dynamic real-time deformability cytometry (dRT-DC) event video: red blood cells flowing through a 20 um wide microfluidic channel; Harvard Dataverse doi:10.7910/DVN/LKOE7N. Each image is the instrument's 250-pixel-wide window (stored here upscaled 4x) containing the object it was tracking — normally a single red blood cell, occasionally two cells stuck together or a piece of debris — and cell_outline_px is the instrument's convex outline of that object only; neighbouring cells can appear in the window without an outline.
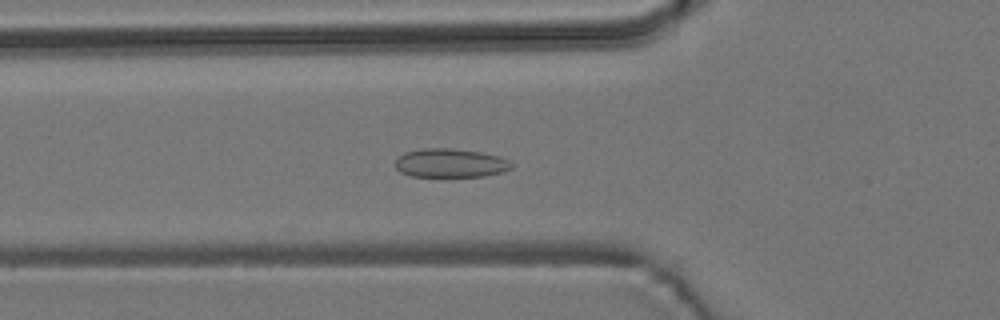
{"species": "common noctule bat (a hibernating species)", "species_latin": "Nyctalus noctula", "temperature_condition": "room temperature", "stored_images_in_passage": 15, "camera_frame_rate_fps": 3000, "um_per_image_px": 0.085, "animal": {"sex": "male", "body_mass_g": 19.2, "forearm_length_mm": 51.8}, "frame": {"image": 1, "passage_image": 4, "time_ms": 1.0, "image_size_px": [1000, 320], "cell_outline_px": [[512, 168], [500, 172], [484, 176], [412, 176], [400, 172], [396, 168], [396, 160], [404, 152], [424, 148], [452, 148], [480, 152], [500, 156], [508, 160], [512, 164]], "centroid_in_image_um": [38.28, 13.85], "position_along_channel_um": 87.5, "area_um2": 19.36}}
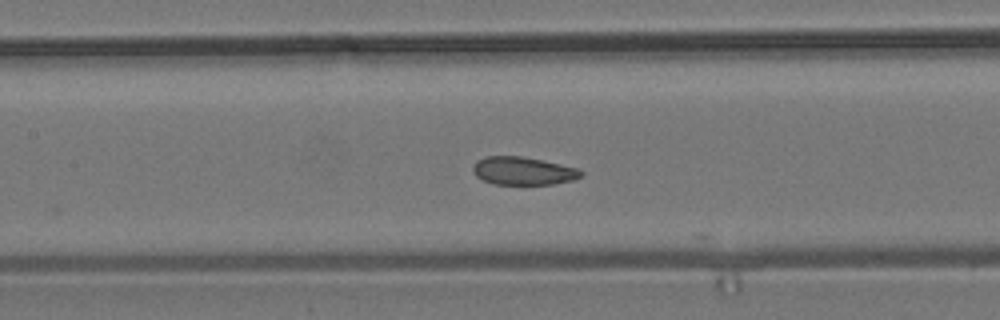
{"frame": {"image": 2, "passage_image": 10, "time_ms": 3.0, "image_size_px": [1000, 320], "cell_outline_px": [[584, 172], [580, 176], [572, 180], [552, 184], [492, 184], [476, 176], [472, 168], [476, 160], [484, 156], [520, 156], [560, 164], [576, 168]], "centroid_in_image_um": [44.42, 14.52], "position_along_channel_um": 163.0, "area_um2": 17.46}}
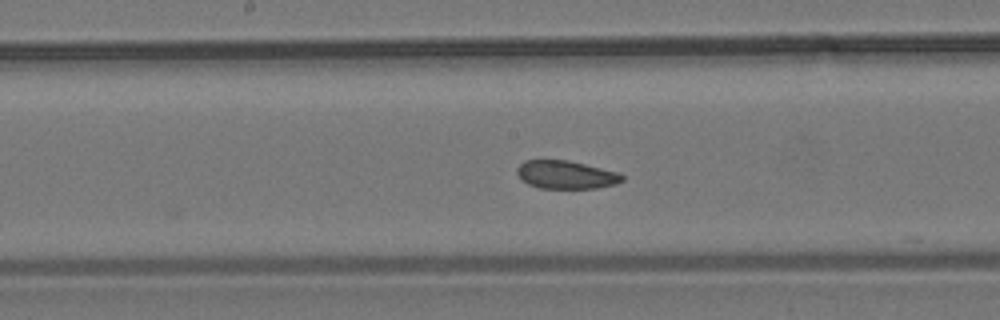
{"frame": {"image": 3, "passage_image": 13, "time_ms": 4.0, "image_size_px": [1000, 320], "cell_outline_px": [[624, 180], [616, 184], [596, 188], [540, 188], [528, 184], [516, 172], [516, 168], [524, 160], [568, 160], [616, 172], [624, 176]], "centroid_in_image_um": [48.1, 14.85], "position_along_channel_um": 200.1, "area_um2": 17.05}}